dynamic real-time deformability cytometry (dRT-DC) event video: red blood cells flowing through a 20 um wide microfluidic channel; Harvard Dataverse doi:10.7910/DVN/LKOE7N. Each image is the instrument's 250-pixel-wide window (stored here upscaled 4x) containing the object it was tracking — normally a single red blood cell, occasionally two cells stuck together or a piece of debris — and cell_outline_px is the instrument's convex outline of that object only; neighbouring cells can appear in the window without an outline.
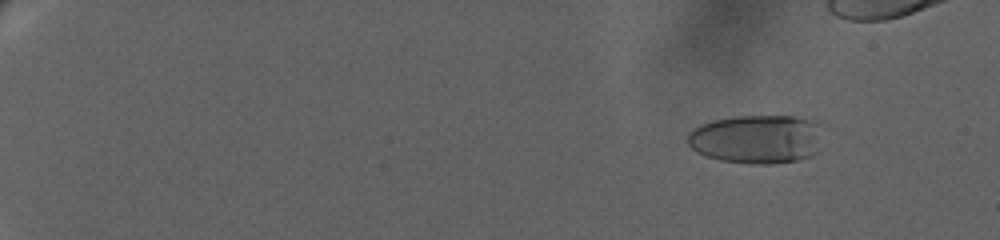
{"species": "human", "species_latin": "Homo sapiens", "temperature_condition": "warm", "stored_images_in_passage": 56, "camera_frame_rate_fps": 3000, "um_per_image_px": 0.085, "donor": {"sex": "female"}, "frame": {"image": 1, "passage_image": 19, "time_ms": 3.0, "image_size_px": [1000, 240], "cell_outline_px": [[828, 128], [816, 152], [812, 156], [796, 160], [772, 164], [748, 164], [720, 160], [704, 156], [696, 152], [688, 144], [688, 132], [692, 128], [700, 124], [712, 120], [732, 116], [796, 116], [820, 120], [828, 124]], "centroid_in_image_um": [64.44, 11.79], "position_along_channel_um": 20.6, "area_um2": 40.06}}